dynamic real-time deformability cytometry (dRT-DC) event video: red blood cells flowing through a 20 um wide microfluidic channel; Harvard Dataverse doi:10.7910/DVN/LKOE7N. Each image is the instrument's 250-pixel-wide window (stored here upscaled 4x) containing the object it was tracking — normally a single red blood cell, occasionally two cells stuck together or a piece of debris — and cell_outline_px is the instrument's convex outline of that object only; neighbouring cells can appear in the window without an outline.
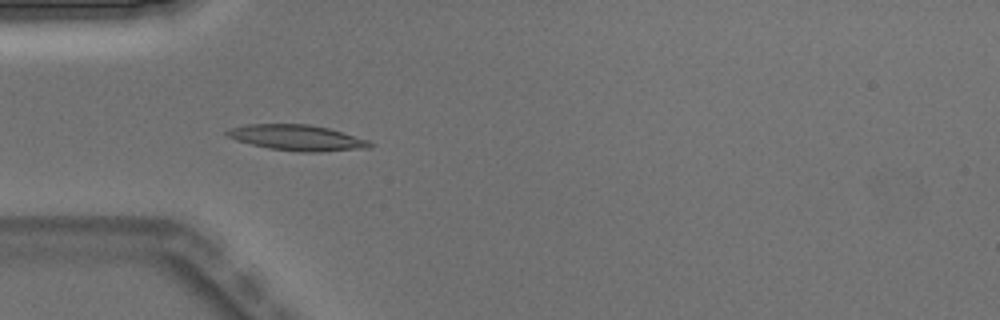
{"species": "Egyptian fruit bat (a non-hibernating species)", "species_latin": "Rousettus aegyptiacus", "temperature_condition": "warm", "stored_images_in_passage": 6, "camera_frame_rate_fps": 3000, "um_per_image_px": 0.085, "animal": {"sex": "male"}, "frame": {"image": 1, "passage_image": 4, "time_ms": 1.0, "image_size_px": [1000, 320], "cell_outline_px": [[376, 144], [372, 148], [320, 152], [300, 152], [268, 148], [236, 140], [228, 136], [224, 132], [228, 128], [244, 124], [308, 124], [328, 128], [368, 140]], "centroid_in_image_um": [25.26, 11.71], "position_along_channel_um": 59.7, "area_um2": 21.56}}